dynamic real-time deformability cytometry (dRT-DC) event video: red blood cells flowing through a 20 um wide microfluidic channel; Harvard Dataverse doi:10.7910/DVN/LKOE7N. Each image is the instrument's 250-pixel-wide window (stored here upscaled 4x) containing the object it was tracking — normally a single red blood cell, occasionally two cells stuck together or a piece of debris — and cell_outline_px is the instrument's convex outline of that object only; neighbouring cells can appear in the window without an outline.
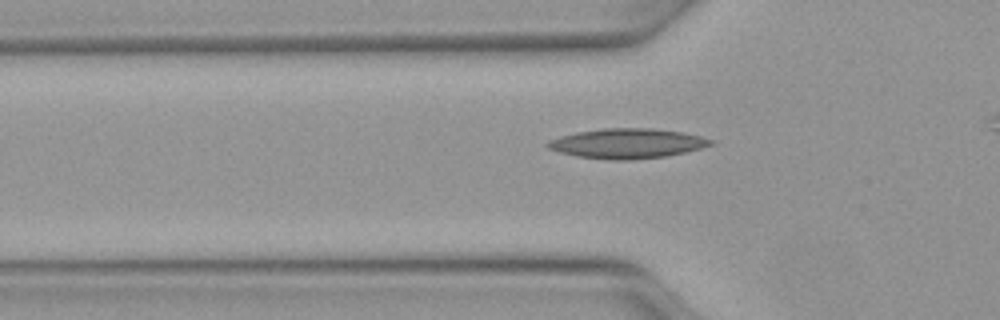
{"species": "Egyptian fruit bat (a non-hibernating species)", "species_latin": "Rousettus aegyptiacus", "temperature_condition": "warm", "stored_images_in_passage": 36, "camera_frame_rate_fps": 3000, "um_per_image_px": 0.085, "animal": {"sex": "female"}, "frame": {"image": 1, "passage_image": 9, "time_ms": 2.667, "image_size_px": [1000, 320], "cell_outline_px": [[712, 144], [700, 148], [684, 152], [664, 156], [628, 160], [612, 160], [576, 156], [560, 152], [548, 148], [544, 144], [548, 140], [560, 136], [576, 132], [604, 128], [652, 128], [680, 132], [700, 136], [712, 140]], "centroid_in_image_um": [53.24, 12.19], "position_along_channel_um": 72.6, "area_um2": 28.09}}
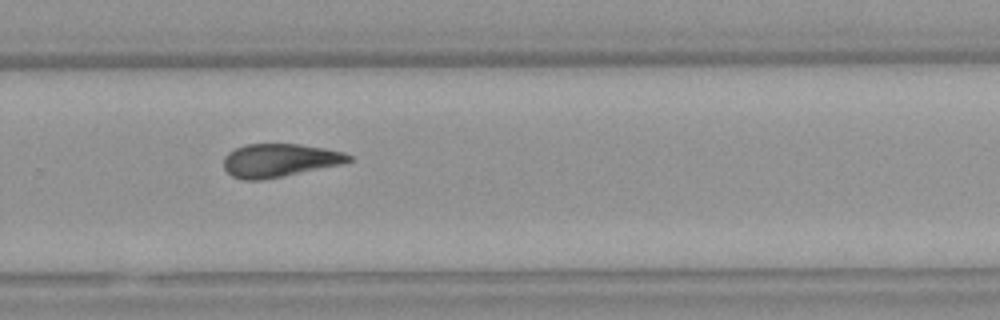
{"frame": {"image": 2, "passage_image": 26, "time_ms": 8.333, "image_size_px": [1000, 320], "cell_outline_px": [[352, 160], [340, 164], [284, 176], [260, 180], [244, 180], [232, 176], [224, 168], [224, 156], [228, 152], [244, 144], [300, 144], [324, 148], [344, 152], [352, 156]], "centroid_in_image_um": [23.74, 13.62], "position_along_channel_um": 306.1, "area_um2": 24.16}}
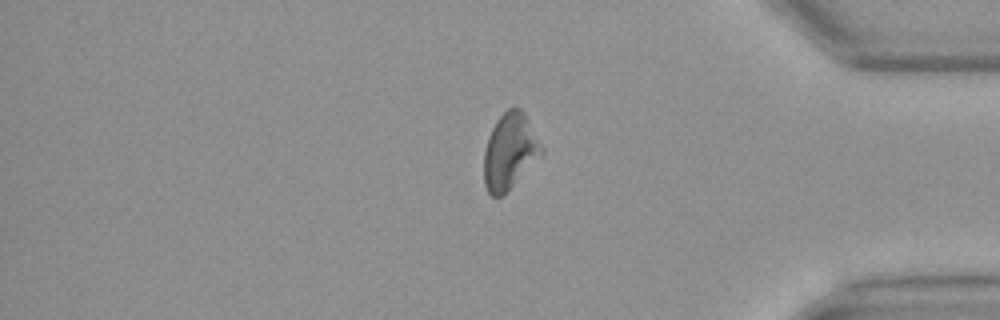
{"frame": {"image": 3, "passage_image": 34, "time_ms": 11.0, "image_size_px": [1000, 320], "cell_outline_px": [[544, 152], [500, 196], [492, 196], [488, 192], [484, 184], [484, 152], [488, 136], [496, 120], [508, 108], [520, 108], [524, 112]], "centroid_in_image_um": [43.29, 12.83], "position_along_channel_um": 391.9, "area_um2": 24.62}}